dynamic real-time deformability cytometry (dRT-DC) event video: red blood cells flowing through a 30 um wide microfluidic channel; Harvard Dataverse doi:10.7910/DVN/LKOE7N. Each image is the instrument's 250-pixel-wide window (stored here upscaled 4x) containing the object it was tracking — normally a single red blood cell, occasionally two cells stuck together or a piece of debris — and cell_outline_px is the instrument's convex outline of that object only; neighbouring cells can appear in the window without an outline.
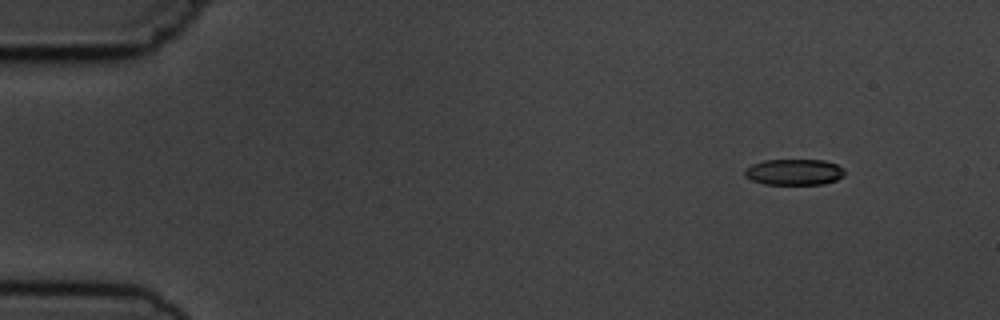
{"species": "common noctule bat (a hibernating species)", "species_latin": "Nyctalus noctula", "temperature_condition": "cold", "stored_images_in_passage": 4, "camera_frame_rate_fps": 3000, "um_per_image_px": 0.085, "animal": {"sex": "male", "body_mass_g": 19.5, "forearm_length_mm": 54.6}, "frame": {"image": 1, "passage_image": 1, "time_ms": 0.0, "image_size_px": [1000, 320], "cell_outline_px": [[844, 176], [836, 180], [824, 184], [764, 184], [752, 180], [744, 176], [744, 168], [752, 164], [764, 160], [824, 160], [836, 164], [844, 168]], "centroid_in_image_um": [67.49, 14.62], "position_along_channel_um": 17.5, "area_um2": 15.26}}
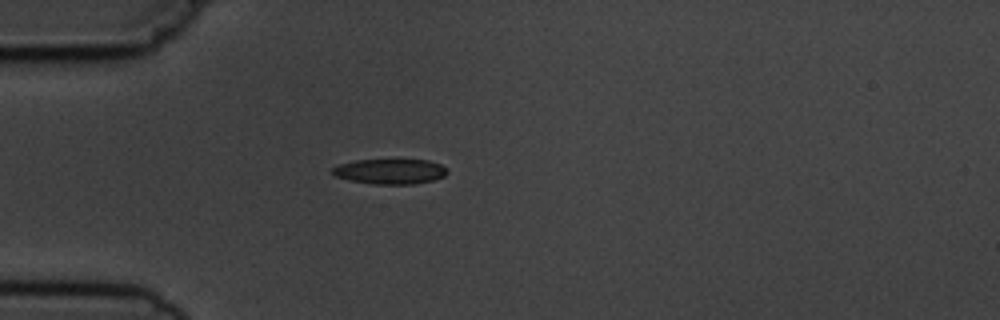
{"frame": {"image": 2, "passage_image": 3, "time_ms": 3.333, "image_size_px": [1000, 320], "cell_outline_px": [[448, 172], [444, 176], [432, 180], [412, 184], [372, 184], [348, 180], [336, 176], [332, 172], [332, 168], [340, 164], [356, 160], [428, 160], [440, 164], [448, 168]], "centroid_in_image_um": [33.17, 14.57], "position_along_channel_um": 51.8, "area_um2": 16.76}}